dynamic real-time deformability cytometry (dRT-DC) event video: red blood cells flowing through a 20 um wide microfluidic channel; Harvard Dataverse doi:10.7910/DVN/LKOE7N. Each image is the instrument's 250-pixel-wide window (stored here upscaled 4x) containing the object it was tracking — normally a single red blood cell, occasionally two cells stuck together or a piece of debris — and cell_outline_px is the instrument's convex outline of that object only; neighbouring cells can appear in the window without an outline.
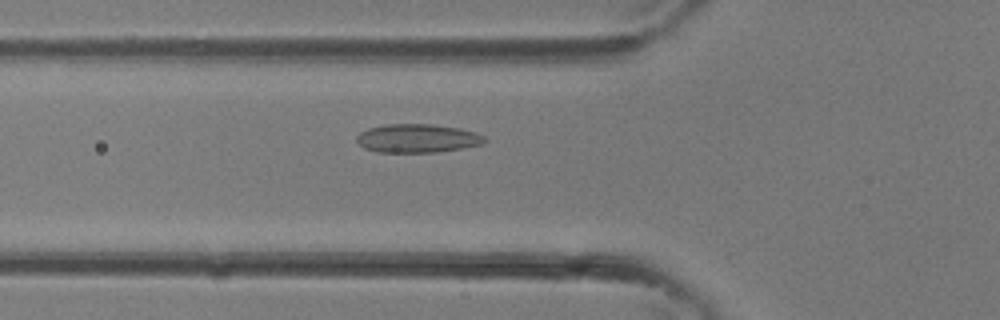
{"species": "common noctule bat (a hibernating species)", "species_latin": "Nyctalus noctula", "temperature_condition": "room temperature", "stored_images_in_passage": 33, "camera_frame_rate_fps": 3000, "um_per_image_px": 0.085, "animal": {"sex": "female"}, "frame": {"image": 1, "passage_image": 10, "time_ms": 3.0, "image_size_px": [1000, 320], "cell_outline_px": [[488, 140], [484, 144], [436, 152], [376, 152], [364, 148], [356, 140], [356, 136], [360, 132], [368, 128], [384, 124], [432, 124], [460, 128], [476, 132], [484, 136]], "centroid_in_image_um": [35.48, 11.75], "position_along_channel_um": 90.3, "area_um2": 21.44}}
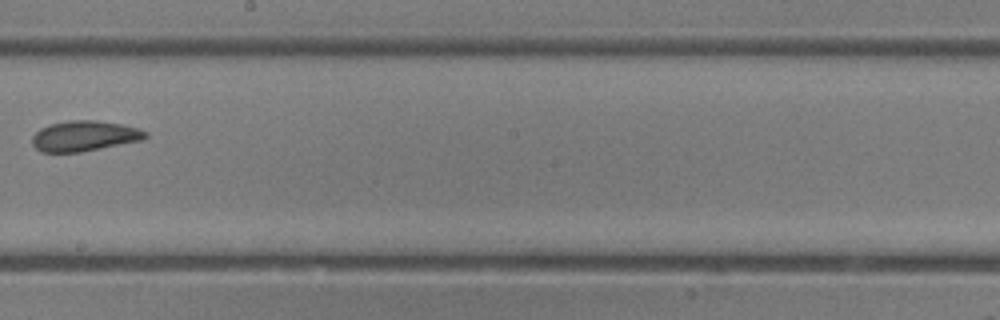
{"frame": {"image": 2, "passage_image": 18, "time_ms": 5.667, "image_size_px": [1000, 320], "cell_outline_px": [[148, 136], [140, 140], [80, 152], [40, 152], [32, 144], [32, 136], [40, 128], [48, 124], [68, 120], [96, 120], [124, 124], [140, 128], [148, 132]], "centroid_in_image_um": [7.16, 11.54], "position_along_channel_um": 241.0, "area_um2": 20.17}}
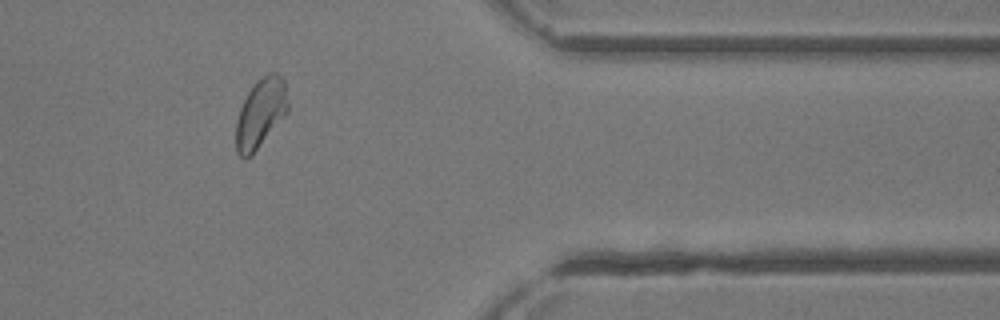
{"frame": {"image": 3, "passage_image": 27, "time_ms": 8.667, "image_size_px": [1000, 320], "cell_outline_px": [[288, 112], [252, 156], [240, 156], [236, 152], [236, 124], [240, 108], [248, 92], [256, 80], [268, 72], [276, 72], [284, 80], [288, 104]], "centroid_in_image_um": [22.16, 9.61], "position_along_channel_um": 389.2, "area_um2": 20.92}}